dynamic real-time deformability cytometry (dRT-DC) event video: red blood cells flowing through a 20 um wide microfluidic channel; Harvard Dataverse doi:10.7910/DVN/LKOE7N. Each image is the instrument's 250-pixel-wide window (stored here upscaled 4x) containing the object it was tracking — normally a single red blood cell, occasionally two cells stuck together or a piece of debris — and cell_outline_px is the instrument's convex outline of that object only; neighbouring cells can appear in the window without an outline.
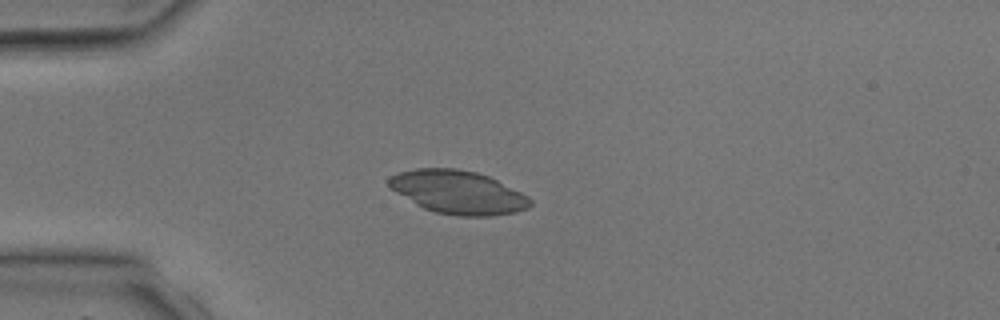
{"species": "common noctule bat (a hibernating species)", "species_latin": "Nyctalus noctula", "temperature_condition": "room temperature", "stored_images_in_passage": 3, "camera_frame_rate_fps": 3000, "um_per_image_px": 0.085, "animal": {"sex": "male", "body_mass_g": 17.9, "forearm_length_mm": 54.2}, "frame": {"image": 1, "passage_image": 3, "time_ms": 2.333, "image_size_px": [1000, 320], "cell_outline_px": [[532, 204], [528, 208], [516, 212], [488, 216], [460, 216], [436, 212], [424, 208], [416, 204], [388, 188], [388, 176], [396, 172], [416, 168], [456, 168], [476, 172], [488, 176], [528, 196], [532, 200]], "centroid_in_image_um": [38.89, 16.33], "position_along_channel_um": 46.1, "area_um2": 35.72}}